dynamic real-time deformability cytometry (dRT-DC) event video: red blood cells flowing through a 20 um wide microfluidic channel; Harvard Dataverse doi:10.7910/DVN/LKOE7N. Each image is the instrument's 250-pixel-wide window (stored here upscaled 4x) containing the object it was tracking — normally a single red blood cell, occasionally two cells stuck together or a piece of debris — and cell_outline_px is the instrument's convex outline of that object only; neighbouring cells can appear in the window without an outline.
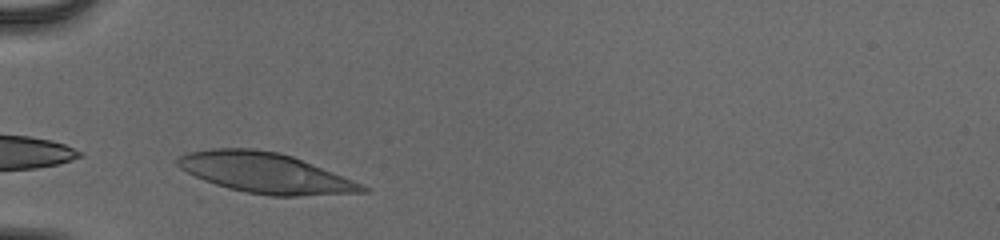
{"species": "human", "species_latin": "Homo sapiens", "temperature_condition": "cold", "stored_images_in_passage": 28, "camera_frame_rate_fps": 3000, "um_per_image_px": 0.085, "donor": {"sex": "male"}, "frame": {"image": 1, "passage_image": 1, "time_ms": 0.0, "image_size_px": [1000, 240], "cell_outline_px": [[372, 188], [368, 192], [300, 196], [272, 196], [248, 192], [228, 188], [204, 180], [180, 168], [176, 164], [176, 160], [180, 156], [188, 152], [212, 148], [252, 148], [280, 152], [292, 156], [364, 184]], "centroid_in_image_um": [22.59, 14.69], "position_along_channel_um": 62.4, "area_um2": 43.29}}
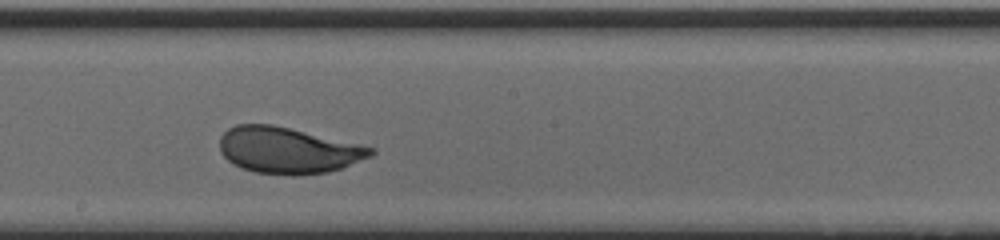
{"frame": {"image": 2, "passage_image": 14, "time_ms": 4.333, "image_size_px": [1000, 240], "cell_outline_px": [[376, 152], [372, 156], [340, 168], [328, 172], [296, 176], [292, 176], [256, 172], [244, 168], [228, 160], [220, 152], [220, 136], [228, 128], [236, 124], [272, 124], [376, 148]], "centroid_in_image_um": [24.48, 12.77], "position_along_channel_um": 223.7, "area_um2": 40.58}}
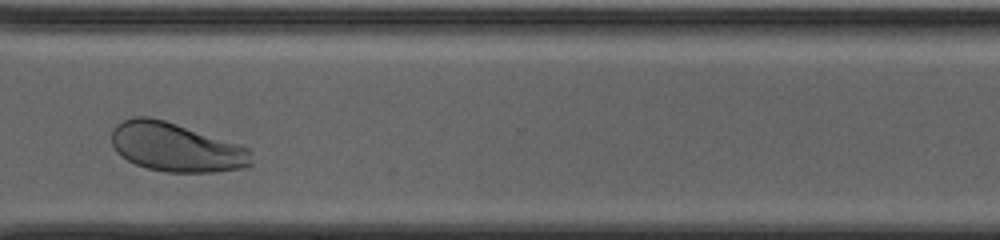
{"frame": {"image": 3, "passage_image": 24, "time_ms": 7.667, "image_size_px": [1000, 240], "cell_outline_px": [[252, 164], [244, 168], [212, 172], [164, 172], [148, 168], [136, 164], [128, 160], [116, 152], [112, 144], [112, 128], [116, 124], [132, 116], [148, 116], [164, 120], [240, 144], [248, 148], [252, 152]], "centroid_in_image_um": [14.96, 12.51], "position_along_channel_um": 355.6, "area_um2": 39.94}, "authors_computed_cell_mechanics": {"area_um2": 40.3444, "velocity_mm_per_s": 3.923, "shape_relaxation_time_tau1_ms": 3.0574, "shape_relaxation_time_tau2_ms": null, "deformation_change_tau1": 0.1328, "deformation_change_tau2": null}}